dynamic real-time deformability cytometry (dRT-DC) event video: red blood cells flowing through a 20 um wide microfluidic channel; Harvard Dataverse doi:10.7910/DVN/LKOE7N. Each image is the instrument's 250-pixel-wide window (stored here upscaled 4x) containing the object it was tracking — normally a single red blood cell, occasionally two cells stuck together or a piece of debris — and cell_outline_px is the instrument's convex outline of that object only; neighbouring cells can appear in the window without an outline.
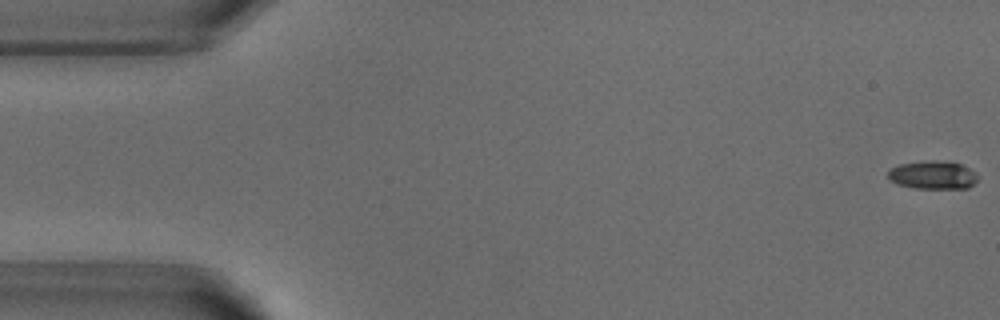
{"species": "common noctule bat (a hibernating species)", "species_latin": "Nyctalus noctula", "temperature_condition": "warm", "stored_images_in_passage": 53, "camera_frame_rate_fps": 3000, "um_per_image_px": 0.085, "animal": {"sex": "male", "body_mass_g": 18.8}, "frame": {"image": 1, "passage_image": 1, "time_ms": 0.0, "image_size_px": [1000, 320], "cell_outline_px": [[976, 180], [968, 188], [916, 188], [896, 184], [888, 180], [888, 172], [892, 168], [900, 164], [924, 160], [936, 160], [960, 164], [976, 172]], "centroid_in_image_um": [79.25, 14.87], "position_along_channel_um": 5.8, "area_um2": 14.68}}
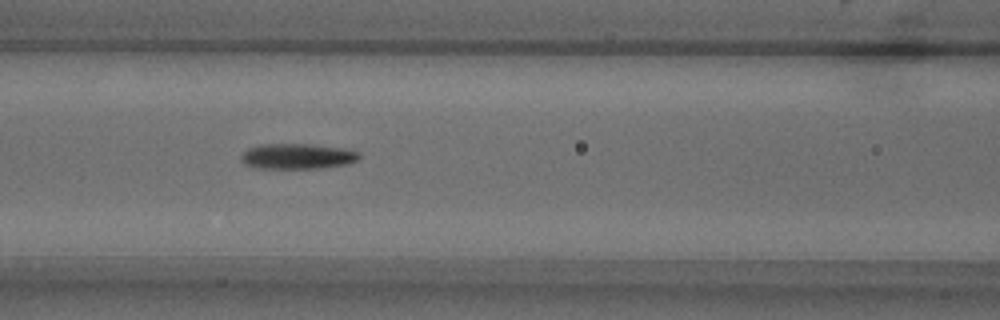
{"frame": {"image": 2, "passage_image": 22, "time_ms": 7.0, "image_size_px": [1000, 320], "cell_outline_px": [[360, 160], [348, 164], [324, 168], [256, 168], [244, 164], [240, 160], [240, 156], [248, 148], [260, 144], [312, 144], [348, 148], [356, 152], [360, 156]], "centroid_in_image_um": [25.3, 13.28], "position_along_channel_um": 141.3, "area_um2": 17.8}}
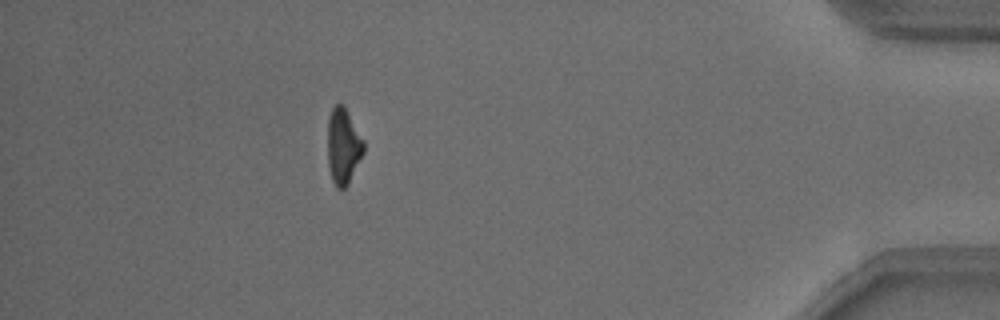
{"frame": {"image": 3, "passage_image": 47, "time_ms": 15.333, "image_size_px": [1000, 320], "cell_outline_px": [[364, 152], [348, 184], [344, 188], [336, 188], [332, 180], [328, 164], [328, 116], [332, 108], [336, 104], [344, 104], [364, 140]], "centroid_in_image_um": [29.18, 12.4], "position_along_channel_um": 406.0, "area_um2": 16.01}, "authors_computed_cell_mechanics": {"area_um2": 16.2418, "velocity_mm_per_s": 3.8383, "shape_relaxation_time_tau1_ms": 5.443, "shape_relaxation_time_tau2_ms": 7.1911, "deformation_change_tau1": 0.202, "deformation_change_tau2": 0.2064}}